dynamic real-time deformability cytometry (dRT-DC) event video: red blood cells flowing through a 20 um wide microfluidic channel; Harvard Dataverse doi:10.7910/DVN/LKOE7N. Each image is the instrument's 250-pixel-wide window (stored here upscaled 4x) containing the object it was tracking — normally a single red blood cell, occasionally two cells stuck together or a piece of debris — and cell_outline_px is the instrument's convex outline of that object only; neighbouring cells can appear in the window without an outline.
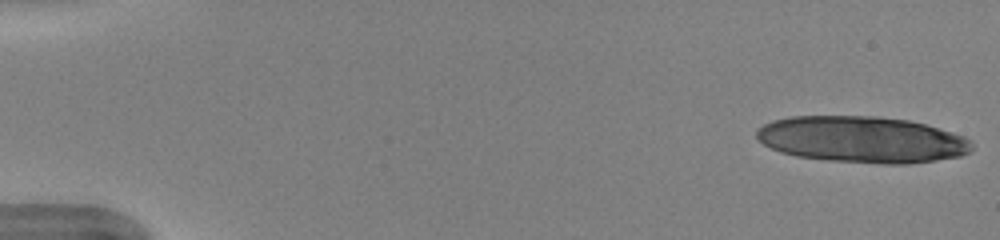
{"species": "human", "species_latin": "Homo sapiens", "temperature_condition": "warm", "stored_images_in_passage": 16, "camera_frame_rate_fps": 3000, "um_per_image_px": 0.085, "donor": {"sex": "female"}, "frame": {"image": 1, "passage_image": 1, "time_ms": 0.0, "image_size_px": [1000, 240], "cell_outline_px": [[972, 152], [960, 156], [936, 160], [908, 164], [880, 164], [828, 160], [796, 156], [780, 152], [764, 144], [756, 136], [756, 132], [764, 124], [772, 120], [792, 116], [876, 116], [908, 120], [924, 124], [952, 132], [964, 136], [972, 140]], "centroid_in_image_um": [73.3, 11.86], "position_along_channel_um": 11.7, "area_um2": 58.32}}